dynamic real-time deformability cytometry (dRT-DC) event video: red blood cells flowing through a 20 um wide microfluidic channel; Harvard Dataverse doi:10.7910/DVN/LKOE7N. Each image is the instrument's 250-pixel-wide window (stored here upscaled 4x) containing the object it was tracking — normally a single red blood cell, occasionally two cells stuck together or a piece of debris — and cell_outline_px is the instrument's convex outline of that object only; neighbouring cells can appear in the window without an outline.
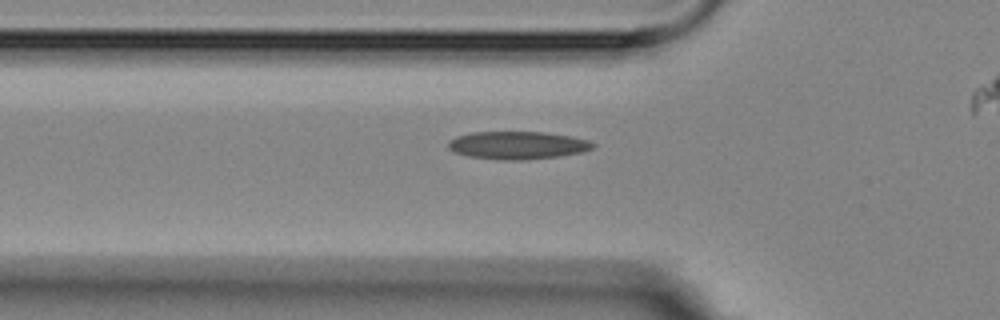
{"species": "Egyptian fruit bat (a non-hibernating species)", "species_latin": "Rousettus aegyptiacus", "temperature_condition": "room temperature", "stored_images_in_passage": 6, "segment_of_instrument_passage": [2, 2], "camera_frame_rate_fps": 3000, "um_per_image_px": 0.085, "animal": {"sex": "female"}, "frame": {"image": 1, "passage_image": 6, "time_ms": 7.0, "image_size_px": [1000, 320], "cell_outline_px": [[596, 148], [584, 152], [560, 156], [524, 160], [504, 160], [468, 156], [456, 152], [448, 148], [448, 140], [456, 136], [472, 132], [544, 132], [572, 136], [588, 140], [596, 144]], "centroid_in_image_um": [44.04, 12.34], "position_along_channel_um": 81.8, "area_um2": 23.64}}